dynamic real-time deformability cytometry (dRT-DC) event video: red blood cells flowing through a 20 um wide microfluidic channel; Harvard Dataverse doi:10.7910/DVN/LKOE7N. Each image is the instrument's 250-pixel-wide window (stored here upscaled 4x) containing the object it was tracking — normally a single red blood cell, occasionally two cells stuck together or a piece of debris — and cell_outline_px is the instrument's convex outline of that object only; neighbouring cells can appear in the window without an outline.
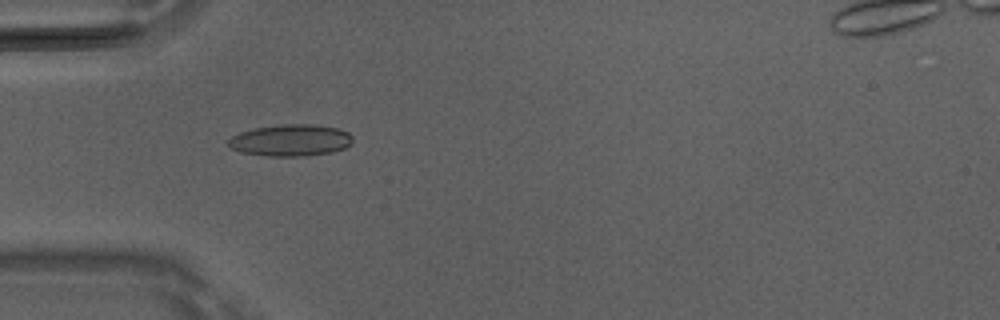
{"species": "Egyptian fruit bat (a non-hibernating species)", "species_latin": "Rousettus aegyptiacus", "temperature_condition": "room temperature", "stored_images_in_passage": 31, "camera_frame_rate_fps": 3000, "um_per_image_px": 0.085, "animal": {"sex": "male"}, "frame": {"image": 1, "passage_image": 13, "time_ms": 4.0, "image_size_px": [1000, 320], "cell_outline_px": [[352, 140], [344, 148], [332, 152], [304, 156], [268, 156], [240, 152], [232, 148], [228, 144], [228, 140], [232, 136], [240, 132], [252, 128], [284, 124], [312, 124], [340, 128], [348, 132], [352, 136]], "centroid_in_image_um": [24.7, 11.91], "position_along_channel_um": 60.3, "area_um2": 23.0}}